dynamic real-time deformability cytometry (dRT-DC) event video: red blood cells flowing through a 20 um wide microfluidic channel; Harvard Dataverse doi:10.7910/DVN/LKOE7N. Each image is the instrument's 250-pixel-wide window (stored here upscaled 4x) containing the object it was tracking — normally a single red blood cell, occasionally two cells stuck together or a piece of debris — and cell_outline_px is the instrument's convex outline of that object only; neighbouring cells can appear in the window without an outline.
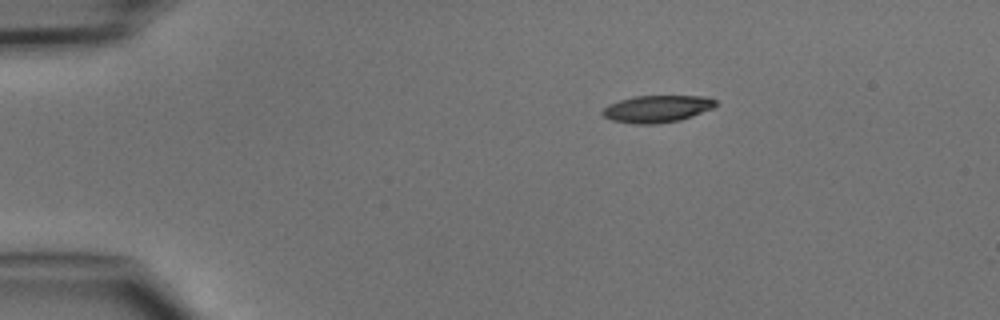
{"species": "common noctule bat (a hibernating species)", "species_latin": "Nyctalus noctula", "temperature_condition": "cold", "stored_images_in_passage": 4, "camera_frame_rate_fps": 3000, "um_per_image_px": 0.085, "animal": {"sex": "male", "body_mass_g": 15.6}, "frame": {"image": 1, "passage_image": 1, "time_ms": 0.0, "image_size_px": [1000, 320], "cell_outline_px": [[720, 104], [712, 108], [692, 116], [680, 120], [656, 124], [636, 124], [612, 120], [604, 116], [600, 112], [608, 104], [620, 100], [636, 96], [708, 96], [716, 100]], "centroid_in_image_um": [55.88, 9.25], "position_along_channel_um": 29.1, "area_um2": 17.92}}
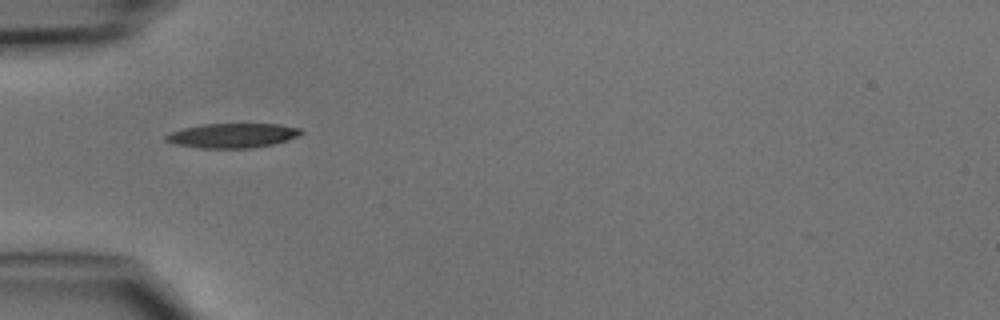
{"frame": {"image": 2, "passage_image": 3, "time_ms": 2.333, "image_size_px": [1000, 320], "cell_outline_px": [[304, 132], [300, 136], [288, 140], [272, 144], [248, 148], [200, 148], [176, 144], [164, 140], [164, 136], [168, 132], [184, 128], [204, 124], [280, 124], [300, 128]], "centroid_in_image_um": [19.77, 11.51], "position_along_channel_um": 65.2, "area_um2": 19.36}}